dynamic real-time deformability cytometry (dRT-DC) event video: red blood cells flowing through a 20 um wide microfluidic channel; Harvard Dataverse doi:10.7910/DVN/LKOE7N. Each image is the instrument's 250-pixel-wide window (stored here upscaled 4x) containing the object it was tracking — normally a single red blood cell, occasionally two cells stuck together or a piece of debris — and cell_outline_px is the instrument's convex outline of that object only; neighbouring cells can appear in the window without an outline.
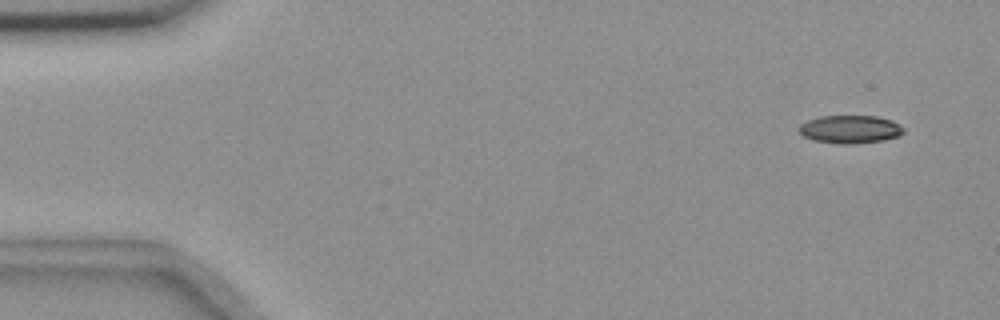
{"species": "common noctule bat (a hibernating species)", "species_latin": "Nyctalus noctula", "temperature_condition": "room temperature", "stored_images_in_passage": 6, "camera_frame_rate_fps": 3000, "um_per_image_px": 0.085, "animal": {"sex": "female", "body_mass_g": 18.4}, "frame": {"image": 1, "passage_image": 1, "time_ms": 0.0, "image_size_px": [1000, 320], "cell_outline_px": [[904, 132], [900, 136], [884, 140], [812, 140], [804, 136], [800, 132], [800, 124], [808, 120], [820, 116], [876, 116], [892, 120], [900, 124], [904, 128]], "centroid_in_image_um": [72.32, 10.91], "position_along_channel_um": 12.7, "area_um2": 15.95}}
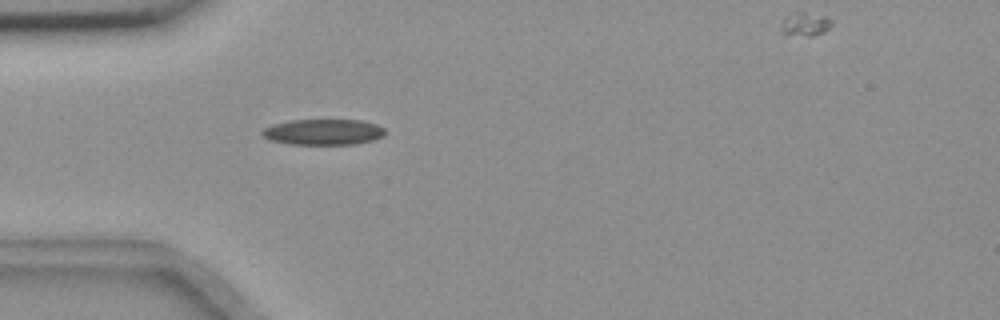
{"frame": {"image": 2, "passage_image": 5, "time_ms": 4.333, "image_size_px": [1000, 320], "cell_outline_px": [[384, 136], [372, 140], [356, 144], [292, 144], [272, 140], [264, 136], [260, 132], [264, 128], [272, 124], [288, 120], [360, 120], [376, 124], [384, 128]], "centroid_in_image_um": [27.48, 11.21], "position_along_channel_um": 57.5, "area_um2": 18.38}}